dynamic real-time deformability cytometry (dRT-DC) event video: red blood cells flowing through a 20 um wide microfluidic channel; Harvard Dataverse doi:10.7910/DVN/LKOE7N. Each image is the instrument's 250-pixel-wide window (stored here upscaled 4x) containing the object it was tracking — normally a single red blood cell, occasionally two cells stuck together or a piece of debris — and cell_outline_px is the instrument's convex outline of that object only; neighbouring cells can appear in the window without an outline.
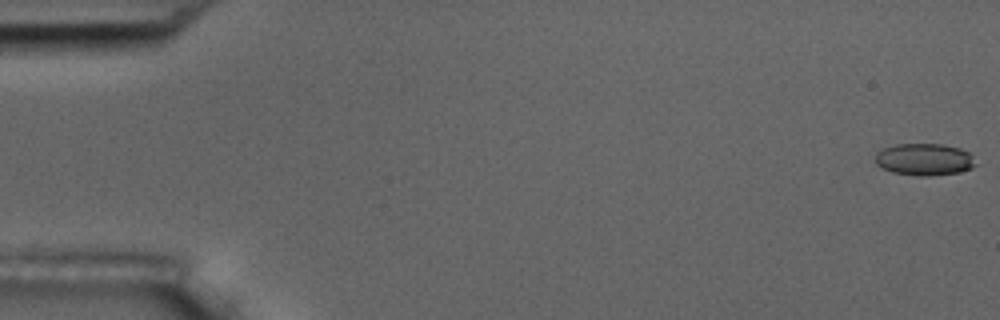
{"species": "common noctule bat (a hibernating species)", "species_latin": "Nyctalus noctula", "temperature_condition": "room temperature", "stored_images_in_passage": 9, "camera_frame_rate_fps": 3000, "um_per_image_px": 0.085, "animal": {"sex": "male", "body_mass_g": 17.5, "forearm_length_mm": 52.3}, "frame": {"image": 1, "passage_image": 1, "time_ms": 0.0, "image_size_px": [1000, 320], "cell_outline_px": [[976, 164], [972, 168], [960, 172], [928, 176], [916, 176], [892, 172], [876, 164], [876, 152], [884, 148], [896, 144], [944, 144], [960, 148], [968, 152]], "centroid_in_image_um": [78.57, 13.55], "position_along_channel_um": 6.4, "area_um2": 18.67}}